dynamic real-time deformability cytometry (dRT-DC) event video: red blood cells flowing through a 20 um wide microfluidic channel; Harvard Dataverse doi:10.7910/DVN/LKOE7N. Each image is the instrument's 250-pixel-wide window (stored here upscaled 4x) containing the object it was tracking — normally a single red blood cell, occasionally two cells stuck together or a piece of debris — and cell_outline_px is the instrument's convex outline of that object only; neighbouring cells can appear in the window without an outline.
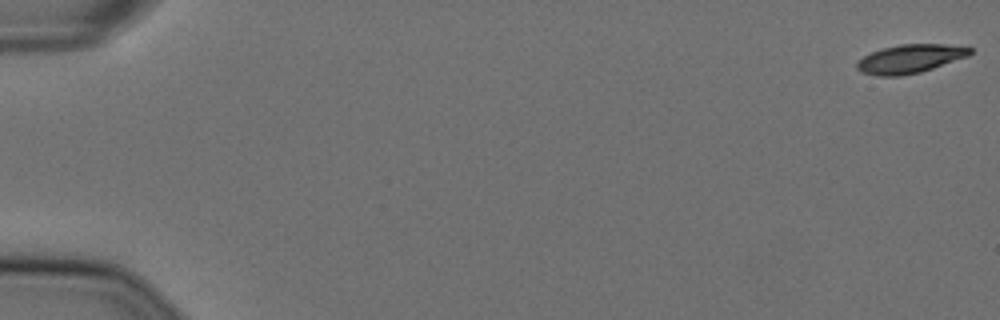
{"species": "Egyptian fruit bat (a non-hibernating species)", "species_latin": "Rousettus aegyptiacus", "temperature_condition": "cold", "stored_images_in_passage": 57, "camera_frame_rate_fps": 3000, "um_per_image_px": 0.085, "animal": {"sex": "female"}, "frame": {"image": 1, "passage_image": 1, "time_ms": 0.0, "image_size_px": [1000, 320], "cell_outline_px": [[972, 52], [968, 56], [920, 72], [900, 76], [880, 76], [860, 72], [856, 68], [856, 64], [864, 56], [872, 52], [884, 48], [900, 44], [944, 44], [972, 48]], "centroid_in_image_um": [77.34, 5.0], "position_along_channel_um": 7.7, "area_um2": 18.61}}
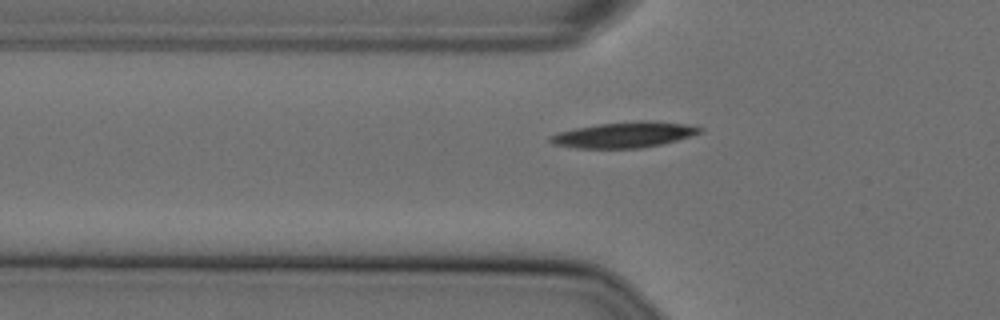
{"frame": {"image": 2, "passage_image": 20, "time_ms": 6.333, "image_size_px": [1000, 320], "cell_outline_px": [[704, 132], [676, 140], [660, 144], [640, 148], [576, 148], [552, 144], [548, 140], [548, 136], [556, 132], [576, 128], [600, 124], [636, 120], [648, 120], [688, 124], [704, 128]], "centroid_in_image_um": [53.05, 11.45], "position_along_channel_um": 72.7, "area_um2": 22.54}}
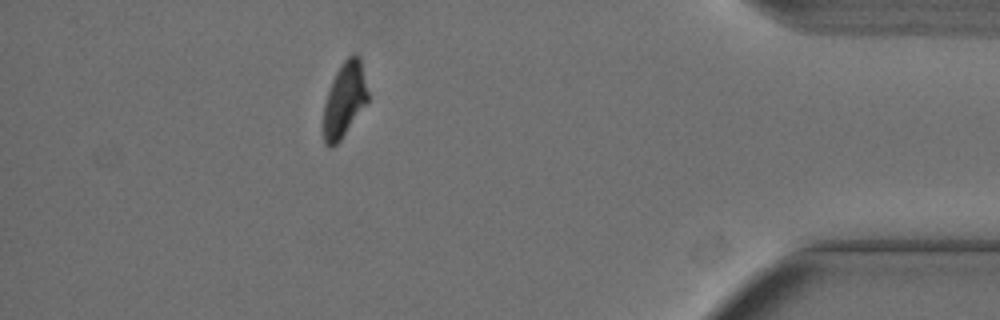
{"frame": {"image": 3, "passage_image": 51, "time_ms": 16.667, "image_size_px": [1000, 320], "cell_outline_px": [[368, 100], [340, 140], [336, 144], [324, 144], [324, 104], [332, 80], [336, 72], [344, 60], [352, 52], [356, 52], [360, 56], [368, 92]], "centroid_in_image_um": [29.29, 8.39], "position_along_channel_um": 405.9, "area_um2": 18.96}, "authors_computed_cell_mechanics": {"area_um2": 21.097, "velocity_mm_per_s": 3.6098, "shape_relaxation_time_tau1_ms": 3.5262, "shape_relaxation_time_tau2_ms": null, "deformation_change_tau1": 0.1376, "deformation_change_tau2": null}}